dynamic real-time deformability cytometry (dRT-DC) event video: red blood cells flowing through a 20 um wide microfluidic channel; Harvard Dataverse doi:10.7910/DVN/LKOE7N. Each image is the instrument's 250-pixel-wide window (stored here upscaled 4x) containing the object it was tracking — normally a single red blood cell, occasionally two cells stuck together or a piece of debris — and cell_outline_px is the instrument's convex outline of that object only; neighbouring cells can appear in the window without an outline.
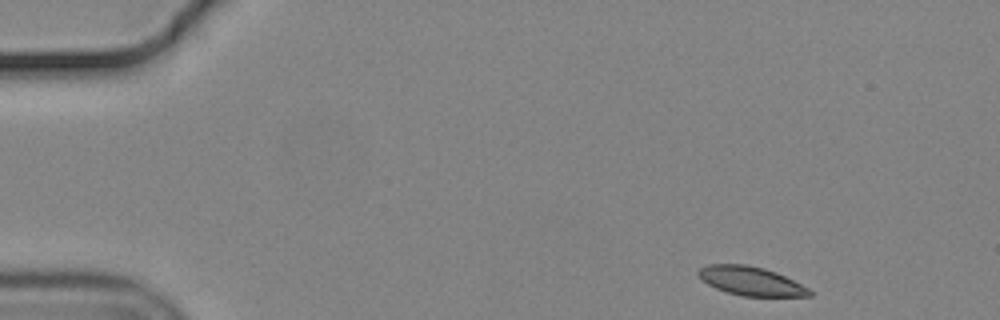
{"species": "common noctule bat (a hibernating species)", "species_latin": "Nyctalus noctula", "temperature_condition": "cold", "stored_images_in_passage": 51, "camera_frame_rate_fps": 3000, "um_per_image_px": 0.085, "animal": {"sex": "male", "body_mass_g": 19.2, "forearm_length_mm": 51.8}, "frame": {"image": 1, "passage_image": 1, "time_ms": 0.0, "image_size_px": [1000, 320], "cell_outline_px": [[812, 296], [740, 296], [716, 288], [708, 284], [696, 276], [696, 272], [700, 268], [708, 264], [744, 264], [764, 268], [776, 272], [808, 288], [812, 292]], "centroid_in_image_um": [63.78, 23.88], "position_along_channel_um": 21.2, "area_um2": 18.61}}
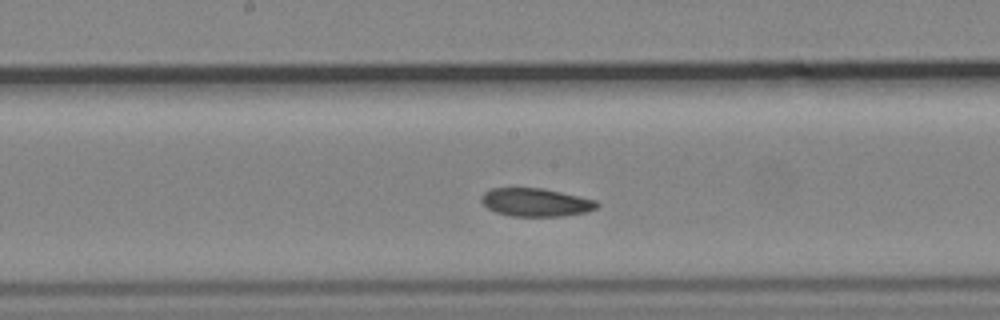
{"frame": {"image": 2, "passage_image": 24, "time_ms": 7.667, "image_size_px": [1000, 320], "cell_outline_px": [[600, 204], [596, 208], [584, 212], [564, 216], [512, 216], [496, 212], [488, 208], [480, 200], [480, 196], [484, 192], [492, 188], [540, 188], [560, 192], [596, 200]], "centroid_in_image_um": [45.51, 17.2], "position_along_channel_um": 202.7, "area_um2": 18.84}}
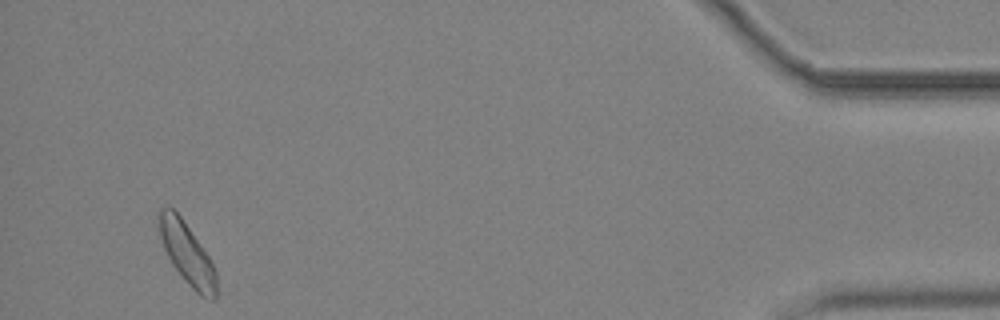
{"frame": {"image": 3, "passage_image": 48, "time_ms": 15.667, "image_size_px": [1000, 320], "cell_outline_px": [[216, 300], [212, 300], [200, 296], [188, 284], [172, 264], [164, 248], [160, 236], [160, 208], [172, 208], [180, 216], [208, 256], [216, 268]], "centroid_in_image_um": [15.94, 21.62], "position_along_channel_um": 419.3, "area_um2": 19.94}, "authors_computed_cell_mechanics": {"area_um2": 19.8254, "velocity_mm_per_s": 3.6339, "shape_relaxation_time_tau1_ms": 7.8903, "shape_relaxation_time_tau2_ms": 6.0194, "deformation_change_tau1": 0.1131, "deformation_change_tau2": 0.1082}}